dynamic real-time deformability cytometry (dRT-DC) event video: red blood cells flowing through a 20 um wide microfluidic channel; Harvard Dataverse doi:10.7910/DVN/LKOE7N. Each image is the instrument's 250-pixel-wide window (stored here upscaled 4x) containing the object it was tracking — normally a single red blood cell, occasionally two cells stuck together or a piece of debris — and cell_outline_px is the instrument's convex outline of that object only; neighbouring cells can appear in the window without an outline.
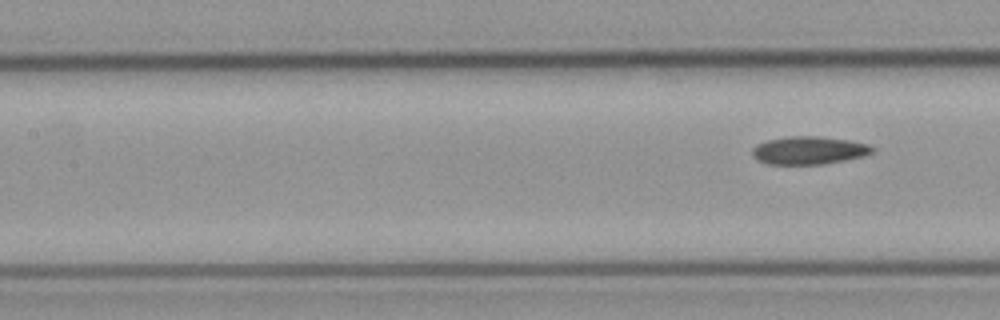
{"species": "common noctule bat (a hibernating species)", "species_latin": "Nyctalus noctula", "temperature_condition": "cold", "stored_images_in_passage": 9, "segment_of_instrument_passage": [2, 2], "camera_frame_rate_fps": 3000, "um_per_image_px": 0.085, "animal": {"sex": "male", "body_mass_g": 23.1, "forearm_length_mm": 52.7}, "frame": {"image": 1, "passage_image": 9, "time_ms": 9.667, "image_size_px": [1000, 320], "cell_outline_px": [[876, 148], [872, 152], [864, 156], [824, 164], [768, 164], [756, 160], [752, 156], [752, 148], [756, 144], [768, 140], [788, 136], [820, 136], [848, 140], [868, 144]], "centroid_in_image_um": [68.74, 12.78], "position_along_channel_um": 138.7, "area_um2": 19.65}}